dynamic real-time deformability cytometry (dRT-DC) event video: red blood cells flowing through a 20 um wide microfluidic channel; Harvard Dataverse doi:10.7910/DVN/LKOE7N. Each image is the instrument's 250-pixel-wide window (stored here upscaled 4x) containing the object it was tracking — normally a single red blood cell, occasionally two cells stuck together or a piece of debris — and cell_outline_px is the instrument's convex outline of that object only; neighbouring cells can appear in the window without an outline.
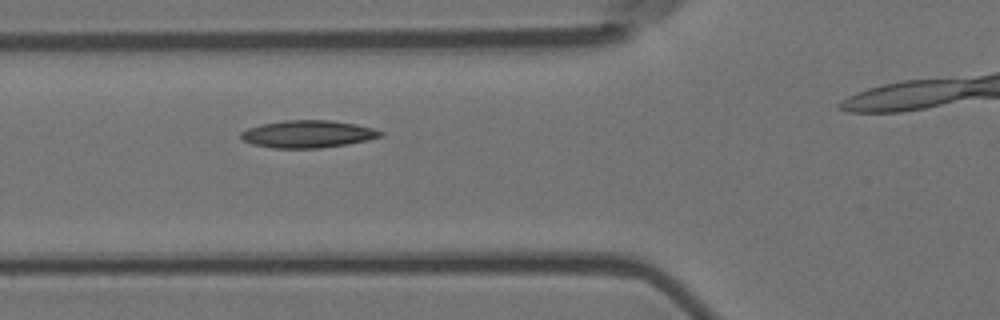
{"species": "Egyptian fruit bat (a non-hibernating species)", "species_latin": "Rousettus aegyptiacus", "temperature_condition": "room temperature", "stored_images_in_passage": 3, "camera_frame_rate_fps": 3000, "um_per_image_px": 0.085, "animal": {"sex": "female"}, "frame": {"image": 1, "passage_image": 2, "time_ms": 0.333, "image_size_px": [1000, 320], "cell_outline_px": [[384, 136], [368, 140], [348, 144], [320, 148], [272, 148], [252, 144], [244, 140], [240, 136], [240, 132], [248, 128], [260, 124], [284, 120], [332, 120], [356, 124], [372, 128], [384, 132]], "centroid_in_image_um": [26.18, 11.39], "position_along_channel_um": 99.6, "area_um2": 22.43}}